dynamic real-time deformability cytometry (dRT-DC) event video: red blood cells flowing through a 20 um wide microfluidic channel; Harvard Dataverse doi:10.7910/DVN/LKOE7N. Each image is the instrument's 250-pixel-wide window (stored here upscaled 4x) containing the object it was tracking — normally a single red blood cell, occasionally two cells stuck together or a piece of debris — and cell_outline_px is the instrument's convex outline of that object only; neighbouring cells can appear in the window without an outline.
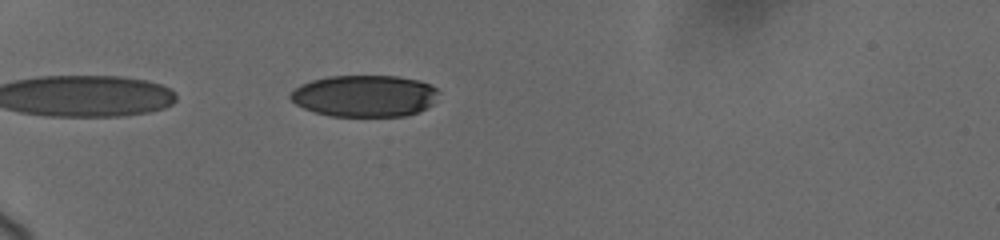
{"species": "human", "species_latin": "Homo sapiens", "temperature_condition": "cold", "stored_images_in_passage": 80, "camera_frame_rate_fps": 3000, "um_per_image_px": 0.085, "donor": {"sex": "female"}, "frame": {"image": 1, "passage_image": 4, "time_ms": 0.667, "image_size_px": [1000, 240], "cell_outline_px": [[440, 92], [432, 104], [428, 108], [420, 112], [408, 116], [328, 116], [304, 108], [296, 104], [288, 96], [300, 84], [312, 80], [328, 76], [396, 76], [420, 80], [432, 84]], "centroid_in_image_um": [31.04, 8.15], "position_along_channel_um": 54.0, "area_um2": 36.36}}
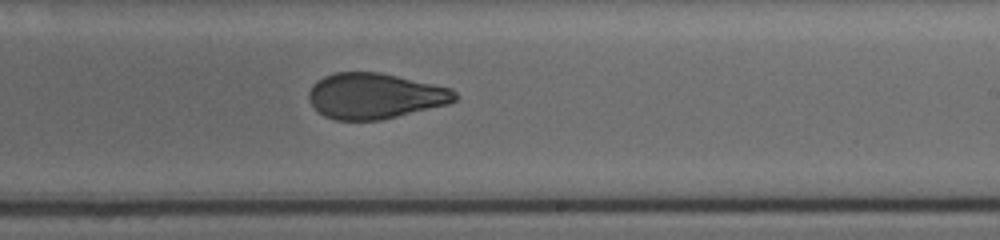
{"frame": {"image": 2, "passage_image": 38, "time_ms": 7.0, "image_size_px": [1000, 240], "cell_outline_px": [[460, 96], [456, 100], [448, 104], [380, 120], [336, 120], [324, 116], [312, 104], [308, 96], [308, 92], [312, 84], [316, 80], [324, 76], [336, 72], [380, 72], [452, 88]], "centroid_in_image_um": [31.88, 8.14], "position_along_channel_um": 257.1, "area_um2": 38.9}}
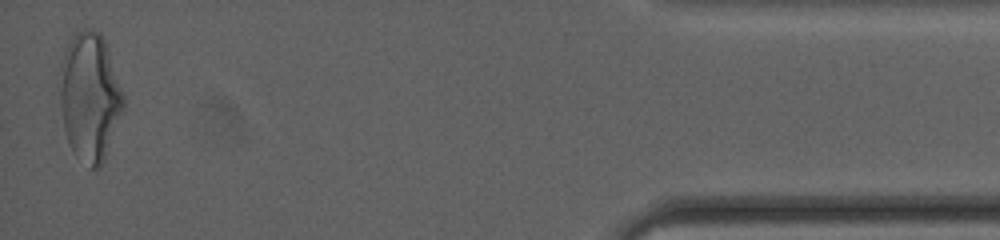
{"frame": {"image": 3, "passage_image": 78, "time_ms": 13.333, "image_size_px": [1000, 240], "cell_outline_px": [[124, 108], [104, 160], [100, 168], [92, 168], [76, 156], [72, 152], [68, 144], [64, 128], [60, 104], [60, 64], [64, 52], [72, 32], [84, 28], [88, 28], [100, 32], [104, 40], [124, 96]], "centroid_in_image_um": [7.61, 8.21], "position_along_channel_um": 427.6, "area_um2": 47.57}, "authors_computed_cell_mechanics": {"area_um2": 40.171, "velocity_mm_per_s": 3.6983, "shape_relaxation_time_tau1_ms": 5.6124, "shape_relaxation_time_tau2_ms": 1.2101, "deformation_change_tau1": 0.1661, "deformation_change_tau2": 0.0725}}